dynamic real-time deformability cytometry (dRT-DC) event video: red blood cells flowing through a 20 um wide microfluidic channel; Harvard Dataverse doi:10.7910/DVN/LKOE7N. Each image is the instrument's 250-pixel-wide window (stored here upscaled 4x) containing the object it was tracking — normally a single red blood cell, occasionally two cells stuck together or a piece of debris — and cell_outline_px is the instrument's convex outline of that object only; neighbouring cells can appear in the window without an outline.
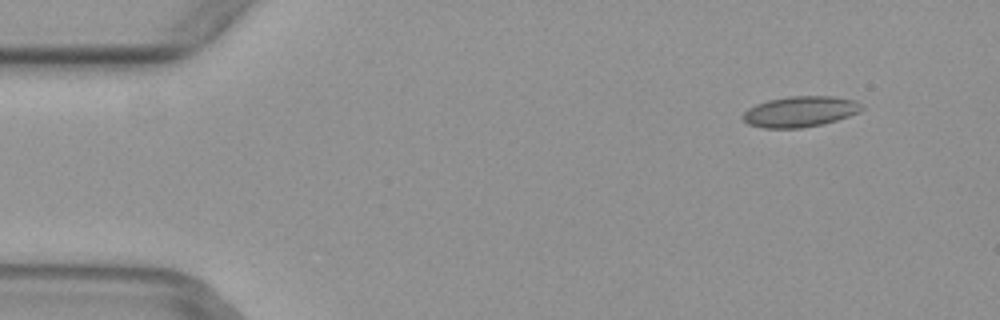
{"species": "common noctule bat (a hibernating species)", "species_latin": "Nyctalus noctula", "temperature_condition": "warm", "stored_images_in_passage": 5, "camera_frame_rate_fps": 3000, "um_per_image_px": 0.085, "animal": {"sex": "female", "body_mass_g": 29.2, "forearm_length_mm": 56.3}, "frame": {"image": 1, "passage_image": 2, "time_ms": 0.333, "image_size_px": [1000, 320], "cell_outline_px": [[864, 108], [860, 112], [836, 120], [820, 124], [800, 128], [764, 128], [748, 124], [740, 116], [748, 108], [756, 104], [768, 100], [788, 96], [828, 96], [856, 100]], "centroid_in_image_um": [67.98, 9.48], "position_along_channel_um": 17.0, "area_um2": 21.21}}